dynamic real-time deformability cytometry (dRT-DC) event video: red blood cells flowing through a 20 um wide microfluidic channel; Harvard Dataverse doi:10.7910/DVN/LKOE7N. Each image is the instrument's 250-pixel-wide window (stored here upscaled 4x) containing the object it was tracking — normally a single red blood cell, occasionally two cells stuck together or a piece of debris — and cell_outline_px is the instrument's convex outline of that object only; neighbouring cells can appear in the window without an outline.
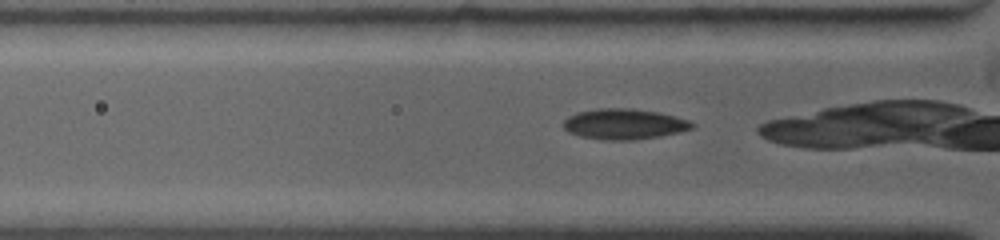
{"species": "common noctule bat (a hibernating species)", "species_latin": "Nyctalus noctula", "temperature_condition": "warm", "stored_images_in_passage": 35, "camera_frame_rate_fps": 4500, "um_per_image_px": 0.085, "animal": {"sex": "female", "body_mass_g": 19.0, "forearm_length_mm": 53.3}, "frame": {"image": 1, "passage_image": 3, "time_ms": 0.444, "image_size_px": [1000, 240], "cell_outline_px": [[696, 128], [680, 132], [660, 136], [632, 140], [600, 140], [580, 136], [568, 132], [564, 128], [564, 120], [568, 116], [576, 112], [596, 108], [632, 108], [656, 112], [688, 120], [696, 124]], "centroid_in_image_um": [53.04, 10.55], "position_along_channel_um": 72.8, "area_um2": 23.06}}
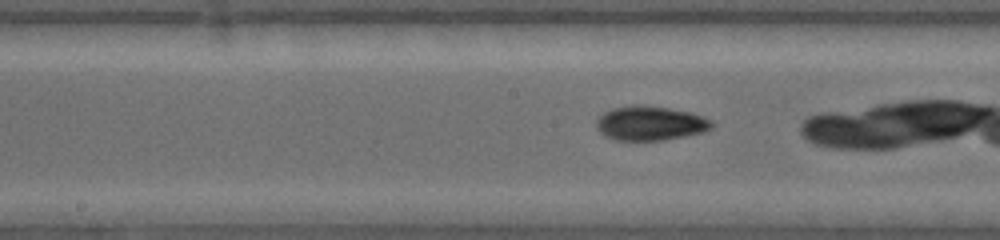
{"frame": {"image": 2, "passage_image": 14, "time_ms": 3.556, "image_size_px": [1000, 240], "cell_outline_px": [[712, 128], [704, 132], [664, 140], [616, 140], [604, 136], [596, 128], [596, 120], [604, 112], [612, 108], [632, 104], [636, 104], [668, 108], [688, 112], [712, 120]], "centroid_in_image_um": [55.23, 10.48], "position_along_channel_um": 193.0, "area_um2": 23.06}}
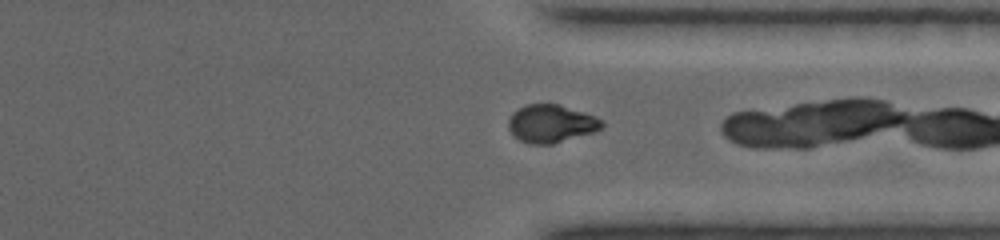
{"frame": {"image": 3, "passage_image": 27, "time_ms": 8.0, "image_size_px": [1000, 240], "cell_outline_px": [[604, 128], [592, 132], [552, 144], [532, 144], [520, 140], [512, 136], [508, 128], [508, 120], [512, 112], [524, 104], [560, 104], [604, 120]], "centroid_in_image_um": [46.81, 10.5], "position_along_channel_um": 364.6, "area_um2": 20.69}}